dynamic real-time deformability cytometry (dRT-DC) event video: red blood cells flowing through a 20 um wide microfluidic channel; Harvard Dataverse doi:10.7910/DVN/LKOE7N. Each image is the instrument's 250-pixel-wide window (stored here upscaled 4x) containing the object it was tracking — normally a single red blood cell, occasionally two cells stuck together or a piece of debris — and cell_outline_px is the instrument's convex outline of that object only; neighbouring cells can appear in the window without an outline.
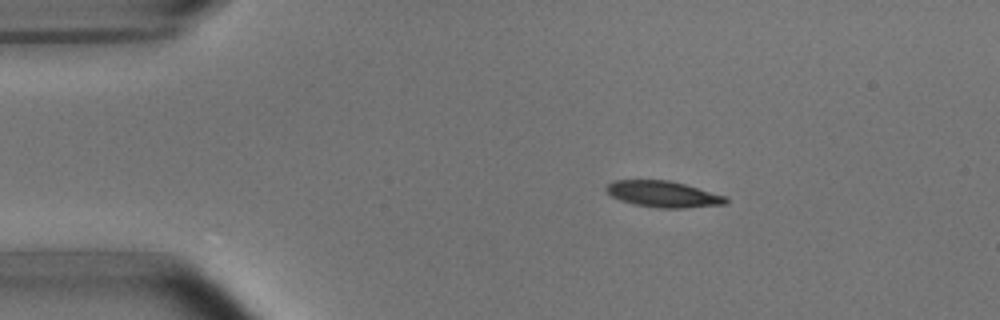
{"species": "common noctule bat (a hibernating species)", "species_latin": "Nyctalus noctula", "temperature_condition": "room temperature", "stored_images_in_passage": 5, "camera_frame_rate_fps": 3000, "um_per_image_px": 0.085, "animal": {"sex": "male", "body_mass_g": 15.6}, "frame": {"image": 1, "passage_image": 2, "time_ms": 1.0, "image_size_px": [1000, 320], "cell_outline_px": [[728, 204], [684, 208], [660, 208], [636, 204], [620, 200], [612, 196], [604, 188], [612, 180], [668, 180], [684, 184], [728, 196]], "centroid_in_image_um": [56.41, 16.5], "position_along_channel_um": 28.6, "area_um2": 18.26}}
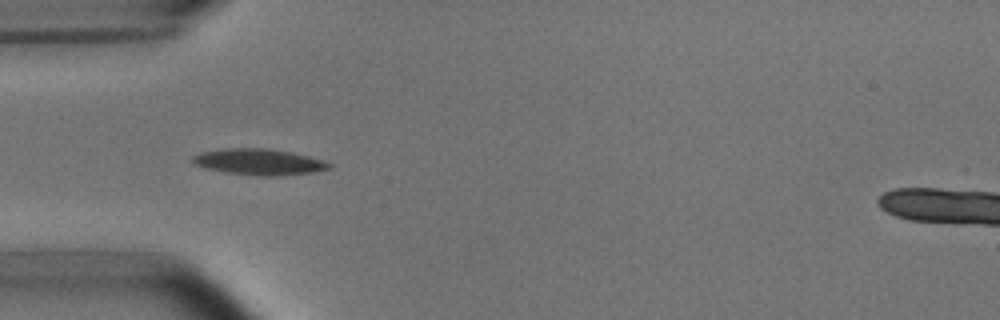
{"frame": {"image": 2, "passage_image": 4, "time_ms": 3.333, "image_size_px": [1000, 320], "cell_outline_px": [[332, 168], [312, 172], [276, 176], [260, 176], [224, 172], [204, 168], [192, 164], [192, 156], [200, 152], [224, 148], [268, 148], [292, 152], [324, 160], [332, 164]], "centroid_in_image_um": [21.99, 13.75], "position_along_channel_um": 63.0, "area_um2": 20.98}}